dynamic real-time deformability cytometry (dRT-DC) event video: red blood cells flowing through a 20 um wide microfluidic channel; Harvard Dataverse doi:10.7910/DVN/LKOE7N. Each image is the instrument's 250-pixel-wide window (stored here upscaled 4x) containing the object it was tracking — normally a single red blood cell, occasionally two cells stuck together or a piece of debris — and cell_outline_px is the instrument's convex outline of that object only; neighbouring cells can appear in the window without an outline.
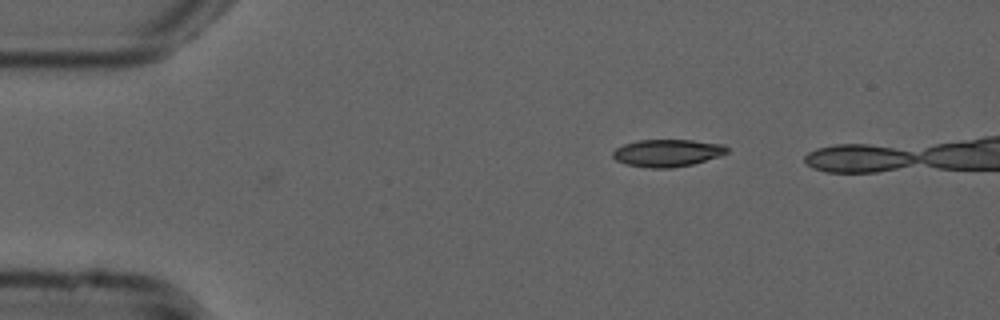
{"species": "common noctule bat (a hibernating species)", "species_latin": "Nyctalus noctula", "temperature_condition": "cold", "stored_images_in_passage": 4, "camera_frame_rate_fps": 3000, "um_per_image_px": 0.085, "animal": {"sex": "male", "forearm_length_mm": 52.5}, "frame": {"image": 1, "passage_image": 4, "time_ms": 1.0, "image_size_px": [1000, 320], "cell_outline_px": [[728, 152], [720, 156], [692, 164], [672, 168], [648, 168], [628, 164], [616, 160], [612, 156], [612, 152], [616, 148], [624, 144], [636, 140], [692, 140], [724, 144], [728, 148]], "centroid_in_image_um": [56.73, 12.99], "position_along_channel_um": 28.3, "area_um2": 18.21}}